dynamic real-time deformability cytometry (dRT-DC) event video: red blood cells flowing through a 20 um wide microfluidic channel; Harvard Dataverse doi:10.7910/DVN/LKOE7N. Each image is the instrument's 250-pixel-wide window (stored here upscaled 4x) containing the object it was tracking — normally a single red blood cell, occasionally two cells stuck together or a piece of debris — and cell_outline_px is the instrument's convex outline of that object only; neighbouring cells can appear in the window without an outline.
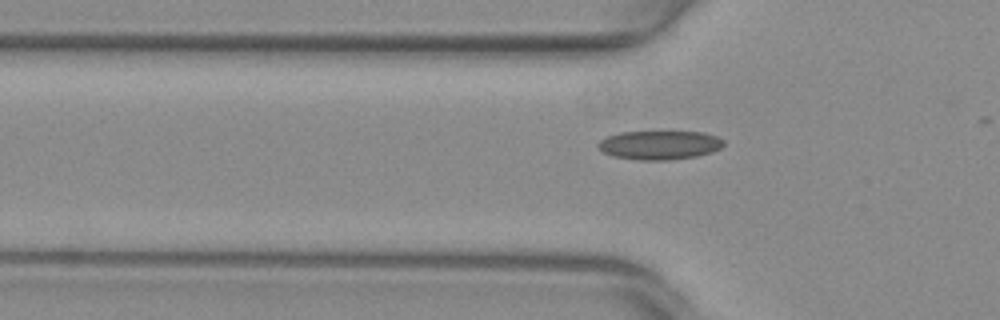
{"species": "common noctule bat (a hibernating species)", "species_latin": "Nyctalus noctula", "temperature_condition": "warm", "stored_images_in_passage": 9, "camera_frame_rate_fps": 3000, "um_per_image_px": 0.085, "animal": {"sex": "female", "body_mass_g": 29.2, "forearm_length_mm": 56.3}, "frame": {"image": 1, "passage_image": 3, "time_ms": 0.667, "image_size_px": [1000, 320], "cell_outline_px": [[724, 144], [720, 148], [712, 152], [696, 156], [668, 160], [640, 160], [612, 156], [604, 152], [596, 144], [600, 140], [608, 136], [620, 132], [704, 132], [716, 136], [724, 140]], "centroid_in_image_um": [56.07, 12.33], "position_along_channel_um": 69.7, "area_um2": 21.04}}
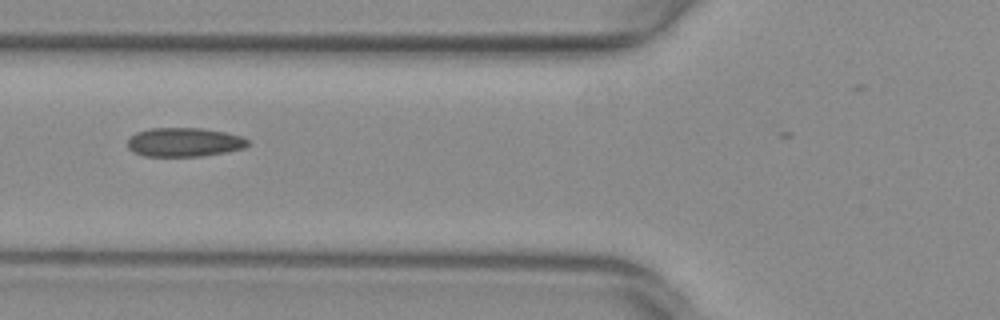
{"frame": {"image": 2, "passage_image": 6, "time_ms": 1.667, "image_size_px": [1000, 320], "cell_outline_px": [[248, 144], [244, 148], [224, 152], [200, 156], [144, 156], [128, 148], [128, 140], [136, 132], [148, 128], [204, 128], [224, 132], [240, 136], [248, 140]], "centroid_in_image_um": [15.64, 12.08], "position_along_channel_um": 110.2, "area_um2": 20.11}}